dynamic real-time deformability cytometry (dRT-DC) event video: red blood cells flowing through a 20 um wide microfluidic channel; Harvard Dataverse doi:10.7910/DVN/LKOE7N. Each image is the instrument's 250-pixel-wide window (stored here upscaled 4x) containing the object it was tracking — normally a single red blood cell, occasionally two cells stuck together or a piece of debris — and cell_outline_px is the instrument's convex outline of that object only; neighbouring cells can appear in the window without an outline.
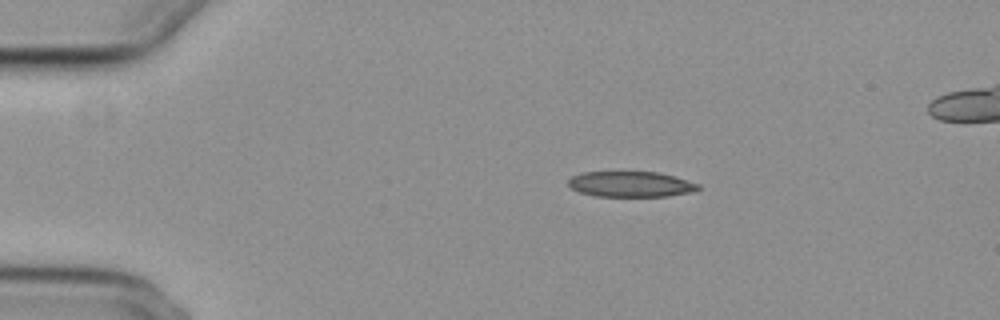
{"species": "common noctule bat (a hibernating species)", "species_latin": "Nyctalus noctula", "temperature_condition": "cold", "stored_images_in_passage": 46, "camera_frame_rate_fps": 3000, "um_per_image_px": 0.085, "animal": {"sex": "female", "body_mass_g": 29.2, "forearm_length_mm": 56.3}, "frame": {"image": 1, "passage_image": 1, "time_ms": 0.0, "image_size_px": [1000, 320], "cell_outline_px": [[700, 188], [696, 192], [668, 196], [592, 196], [580, 192], [572, 188], [568, 184], [568, 180], [572, 176], [580, 172], [660, 172], [676, 176], [700, 184]], "centroid_in_image_um": [53.66, 15.65], "position_along_channel_um": 31.3, "area_um2": 19.59}}
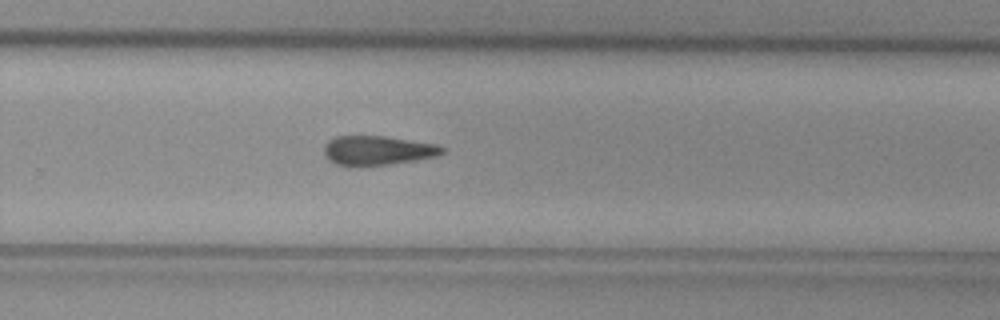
{"frame": {"image": 2, "passage_image": 27, "time_ms": 8.667, "image_size_px": [1000, 320], "cell_outline_px": [[448, 148], [440, 156], [416, 160], [388, 164], [336, 164], [328, 160], [324, 156], [324, 144], [328, 140], [336, 136], [388, 136], [436, 144]], "centroid_in_image_um": [32.15, 12.76], "position_along_channel_um": 297.7, "area_um2": 20.11}}
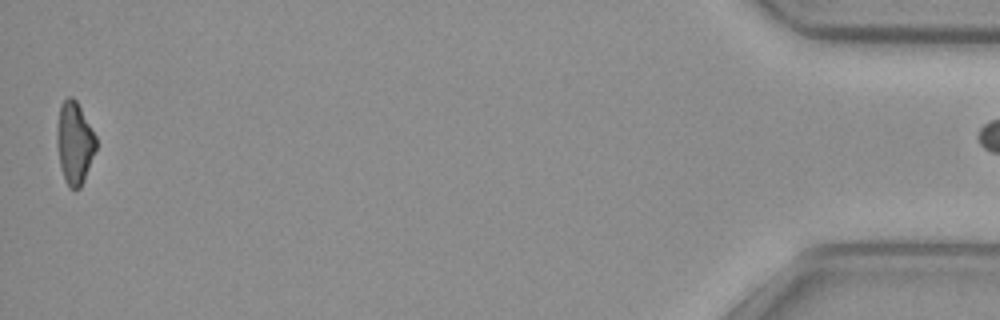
{"frame": {"image": 3, "passage_image": 45, "time_ms": 14.667, "image_size_px": [1000, 320], "cell_outline_px": [[96, 148], [84, 180], [80, 188], [68, 188], [64, 180], [60, 168], [56, 144], [56, 132], [60, 104], [68, 96], [72, 96], [76, 100], [96, 136]], "centroid_in_image_um": [6.3, 12.15], "position_along_channel_um": 428.9, "area_um2": 18.84}}